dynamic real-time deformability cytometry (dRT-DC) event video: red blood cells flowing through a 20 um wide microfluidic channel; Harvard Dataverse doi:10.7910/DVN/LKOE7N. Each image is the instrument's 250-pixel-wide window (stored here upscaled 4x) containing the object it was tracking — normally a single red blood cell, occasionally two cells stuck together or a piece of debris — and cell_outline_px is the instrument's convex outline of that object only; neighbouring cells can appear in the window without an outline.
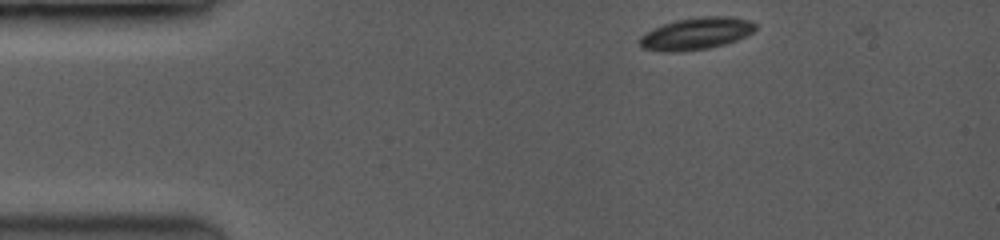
{"species": "common noctule bat (a hibernating species)", "species_latin": "Nyctalus noctula", "temperature_condition": "room temperature", "stored_images_in_passage": 5, "camera_frame_rate_fps": 3500, "um_per_image_px": 0.085, "animal": {"sex": "female", "body_mass_g": 19.0, "forearm_length_mm": 53.3}, "frame": {"image": 1, "passage_image": 1, "time_ms": 0.0, "image_size_px": [1000, 240], "cell_outline_px": [[756, 28], [752, 32], [736, 40], [724, 44], [704, 48], [644, 48], [640, 44], [640, 36], [664, 24], [676, 20], [712, 16], [724, 16], [748, 20], [756, 24]], "centroid_in_image_um": [59.28, 2.79], "position_along_channel_um": 25.7, "area_um2": 19.88}}